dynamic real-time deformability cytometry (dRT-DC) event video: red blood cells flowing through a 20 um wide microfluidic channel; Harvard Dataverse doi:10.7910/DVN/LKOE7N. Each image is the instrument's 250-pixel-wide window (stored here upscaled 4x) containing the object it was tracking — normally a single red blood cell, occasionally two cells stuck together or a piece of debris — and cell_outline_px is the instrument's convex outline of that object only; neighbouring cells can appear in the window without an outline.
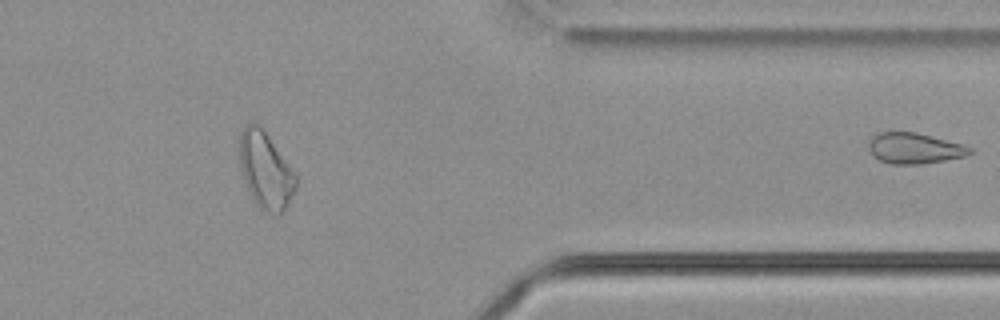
{"species": "common noctule bat (a hibernating species)", "species_latin": "Nyctalus noctula", "temperature_condition": "cold", "stored_images_in_passage": 47, "segment_of_instrument_passage": [2, 2], "camera_frame_rate_fps": 3000, "um_per_image_px": 0.085, "animal": {"sex": "male", "body_mass_g": 21.5, "forearm_length_mm": 52.0}, "frame": {"image": 1, "passage_image": 47, "time_ms": 15.333, "image_size_px": [1000, 320], "cell_outline_px": [[972, 152], [968, 156], [920, 164], [892, 164], [880, 160], [872, 156], [868, 148], [868, 144], [872, 136], [880, 132], [916, 132], [964, 144], [972, 148]], "centroid_in_image_um": [77.73, 12.6], "position_along_channel_um": 333.7, "area_um2": 18.26}}